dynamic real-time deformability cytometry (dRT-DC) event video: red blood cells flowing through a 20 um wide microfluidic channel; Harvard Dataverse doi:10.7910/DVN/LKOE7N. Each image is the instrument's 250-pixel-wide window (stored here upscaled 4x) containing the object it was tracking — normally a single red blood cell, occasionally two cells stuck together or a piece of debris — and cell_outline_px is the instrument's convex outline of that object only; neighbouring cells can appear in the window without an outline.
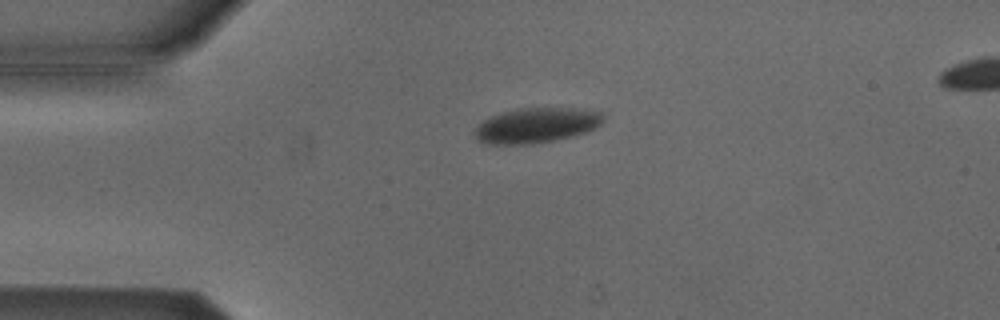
{"species": "Egyptian fruit bat (a non-hibernating species)", "species_latin": "Rousettus aegyptiacus", "temperature_condition": "cold", "stored_images_in_passage": 43, "camera_frame_rate_fps": 3000, "um_per_image_px": 0.085, "animal": {"sex": "male"}, "frame": {"image": 1, "passage_image": 2, "time_ms": 0.333, "image_size_px": [1000, 320], "cell_outline_px": [[604, 120], [596, 128], [588, 132], [556, 140], [532, 144], [488, 144], [476, 140], [472, 132], [484, 120], [500, 112], [516, 108], [576, 108], [604, 112]], "centroid_in_image_um": [45.61, 10.65], "position_along_channel_um": 39.4, "area_um2": 26.65}}
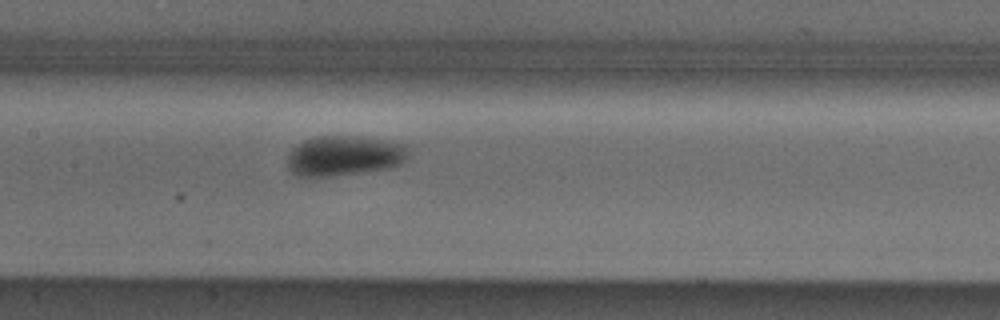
{"frame": {"image": 2, "passage_image": 15, "time_ms": 4.667, "image_size_px": [1000, 320], "cell_outline_px": [[412, 144], [408, 156], [400, 164], [392, 168], [328, 176], [296, 176], [288, 168], [288, 156], [292, 148], [296, 144], [304, 140], [316, 136], [352, 136]], "centroid_in_image_um": [29.3, 13.22], "position_along_channel_um": 178.1, "area_um2": 28.5}}
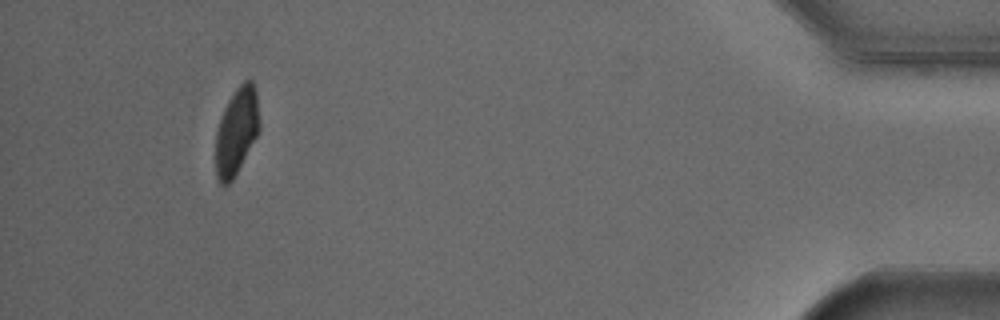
{"frame": {"image": 3, "passage_image": 39, "time_ms": 12.667, "image_size_px": [1000, 320], "cell_outline_px": [[260, 128], [256, 136], [232, 180], [224, 188], [220, 184], [216, 176], [216, 132], [224, 108], [228, 100], [236, 88], [244, 80], [252, 80], [256, 88], [260, 124]], "centroid_in_image_um": [20.11, 11.13], "position_along_channel_um": 415.1, "area_um2": 22.08}, "authors_computed_cell_mechanics": {"area_um2": 26.6458, "velocity_mm_per_s": 3.856, "shape_relaxation_time_tau1_ms": 3.6652, "shape_relaxation_time_tau2_ms": null, "deformation_change_tau1": 0.0932, "deformation_change_tau2": null}}